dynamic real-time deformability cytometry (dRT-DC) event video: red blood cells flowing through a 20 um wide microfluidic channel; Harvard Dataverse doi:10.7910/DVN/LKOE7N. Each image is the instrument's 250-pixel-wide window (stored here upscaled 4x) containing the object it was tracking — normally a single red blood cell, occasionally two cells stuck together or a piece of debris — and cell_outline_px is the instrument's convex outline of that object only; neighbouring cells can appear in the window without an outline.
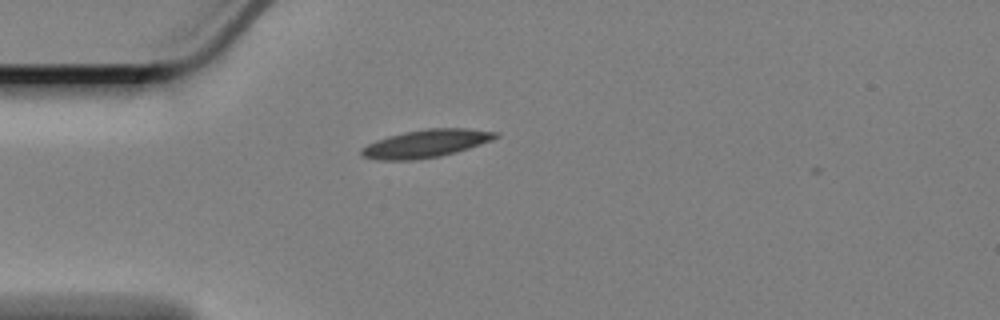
{"species": "Egyptian fruit bat (a non-hibernating species)", "species_latin": "Rousettus aegyptiacus", "temperature_condition": "cold", "stored_images_in_passage": 18, "camera_frame_rate_fps": 3000, "um_per_image_px": 0.085, "animal": {"sex": "female"}, "frame": {"image": 1, "passage_image": 1, "time_ms": 0.0, "image_size_px": [1000, 320], "cell_outline_px": [[500, 136], [492, 140], [456, 152], [440, 156], [412, 160], [380, 160], [360, 156], [360, 148], [376, 140], [388, 136], [404, 132], [424, 128], [468, 128], [500, 132]], "centroid_in_image_um": [36.21, 12.19], "position_along_channel_um": 48.8, "area_um2": 21.91}}
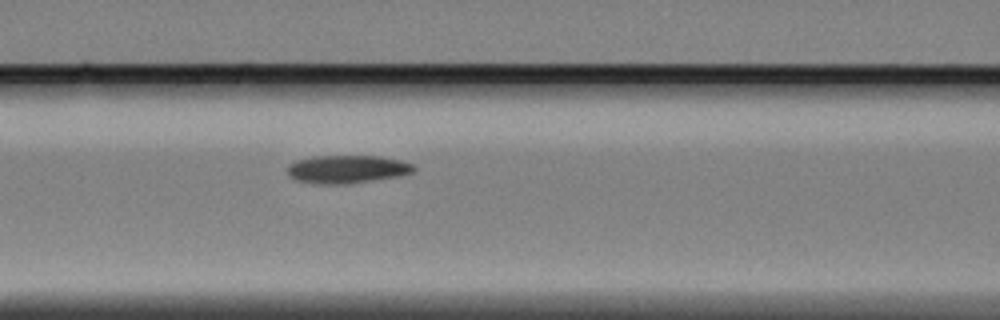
{"frame": {"image": 2, "passage_image": 10, "time_ms": 3.0, "image_size_px": [1000, 320], "cell_outline_px": [[416, 168], [412, 172], [396, 176], [372, 180], [344, 184], [316, 184], [296, 180], [288, 176], [288, 164], [296, 160], [312, 156], [380, 156], [400, 160], [412, 164]], "centroid_in_image_um": [29.44, 14.37], "position_along_channel_um": 137.2, "area_um2": 20.58}}
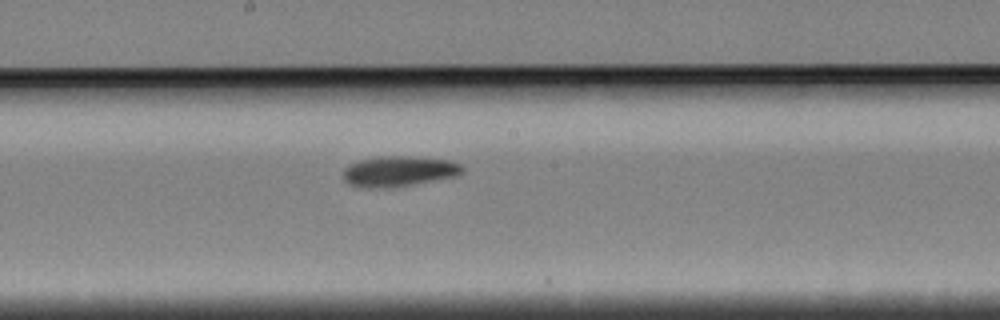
{"frame": {"image": 3, "passage_image": 17, "time_ms": 5.333, "image_size_px": [1000, 320], "cell_outline_px": [[464, 172], [460, 176], [412, 184], [348, 184], [344, 180], [344, 168], [348, 164], [360, 160], [380, 156], [408, 156], [452, 160], [460, 164], [464, 168]], "centroid_in_image_um": [34.04, 14.48], "position_along_channel_um": 214.2, "area_um2": 20.17}}